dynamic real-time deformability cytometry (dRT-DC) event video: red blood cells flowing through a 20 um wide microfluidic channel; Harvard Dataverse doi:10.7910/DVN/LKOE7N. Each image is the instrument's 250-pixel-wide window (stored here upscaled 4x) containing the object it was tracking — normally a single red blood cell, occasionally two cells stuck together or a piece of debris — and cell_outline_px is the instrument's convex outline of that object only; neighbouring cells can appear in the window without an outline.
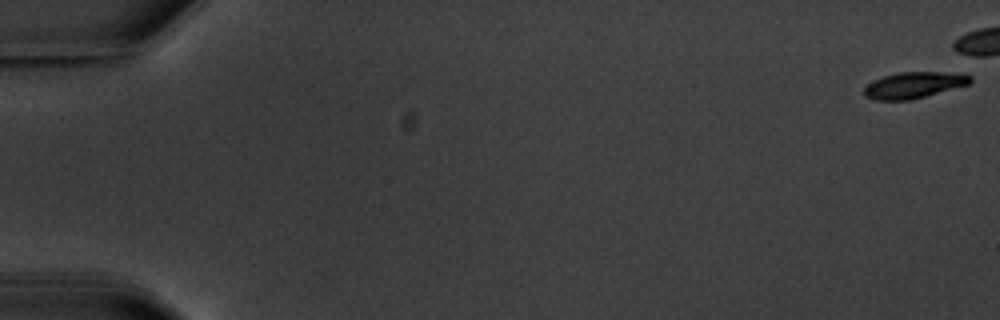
{"species": "common noctule bat (a hibernating species)", "species_latin": "Nyctalus noctula", "temperature_condition": "warm", "stored_images_in_passage": 10, "camera_frame_rate_fps": 3000, "um_per_image_px": 0.085, "animal": {"sex": "male", "body_mass_g": 20.1, "forearm_length_mm": 53.5}, "frame": {"image": 1, "passage_image": 1, "time_ms": 0.0, "image_size_px": [1000, 320], "cell_outline_px": [[972, 80], [968, 84], [924, 96], [908, 100], [876, 100], [864, 96], [864, 88], [868, 84], [884, 76], [900, 72], [940, 72], [972, 76]], "centroid_in_image_um": [77.63, 7.24], "position_along_channel_um": 7.4, "area_um2": 15.72}}
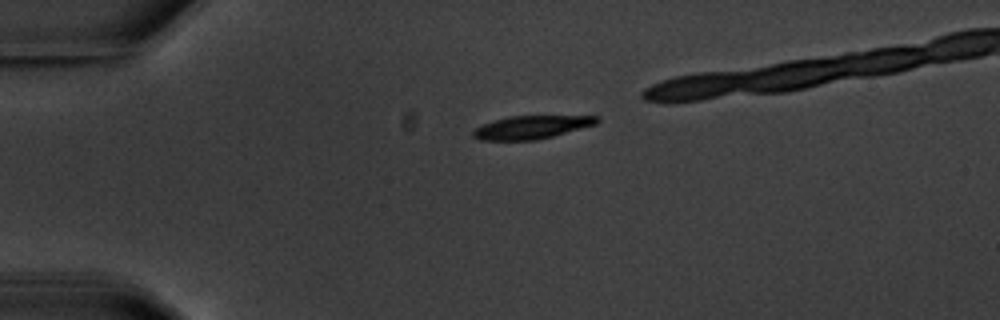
{"frame": {"image": 2, "passage_image": 5, "time_ms": 4.667, "image_size_px": [1000, 320], "cell_outline_px": [[600, 120], [596, 124], [552, 136], [536, 140], [480, 140], [472, 136], [472, 132], [476, 128], [484, 124], [508, 116], [600, 116]], "centroid_in_image_um": [45.18, 10.81], "position_along_channel_um": 39.8, "area_um2": 16.47}}